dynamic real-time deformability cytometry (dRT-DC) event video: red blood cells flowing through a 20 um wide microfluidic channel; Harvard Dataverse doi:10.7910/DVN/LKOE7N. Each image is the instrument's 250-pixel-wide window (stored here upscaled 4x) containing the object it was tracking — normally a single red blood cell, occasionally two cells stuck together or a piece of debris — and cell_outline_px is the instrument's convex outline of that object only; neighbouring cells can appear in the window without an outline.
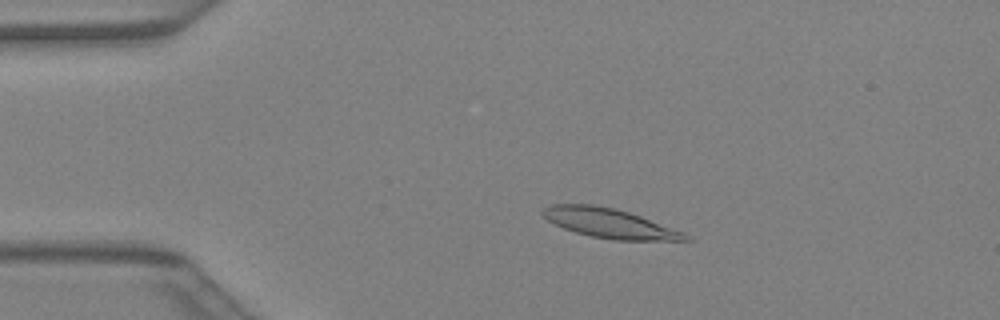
{"species": "Egyptian fruit bat (a non-hibernating species)", "species_latin": "Rousettus aegyptiacus", "temperature_condition": "warm", "stored_images_in_passage": 41, "camera_frame_rate_fps": 3000, "um_per_image_px": 0.085, "animal": {"sex": "female"}, "frame": {"image": 1, "passage_image": 9, "time_ms": 2.667, "image_size_px": [1000, 320], "cell_outline_px": [[692, 240], [612, 240], [592, 236], [576, 232], [564, 228], [548, 220], [540, 212], [544, 208], [552, 204], [592, 204], [616, 208], [640, 216], [684, 232]], "centroid_in_image_um": [51.8, 18.97], "position_along_channel_um": 33.2, "area_um2": 24.22}}
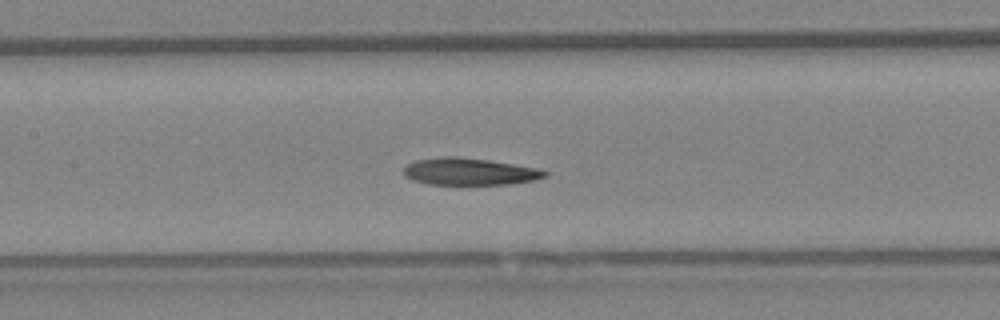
{"frame": {"image": 2, "passage_image": 20, "time_ms": 6.333, "image_size_px": [1000, 320], "cell_outline_px": [[548, 176], [536, 180], [508, 184], [428, 184], [412, 180], [404, 176], [404, 164], [416, 160], [440, 156], [452, 156], [488, 160], [536, 168], [548, 172]], "centroid_in_image_um": [39.86, 14.58], "position_along_channel_um": 167.5, "area_um2": 22.25}}
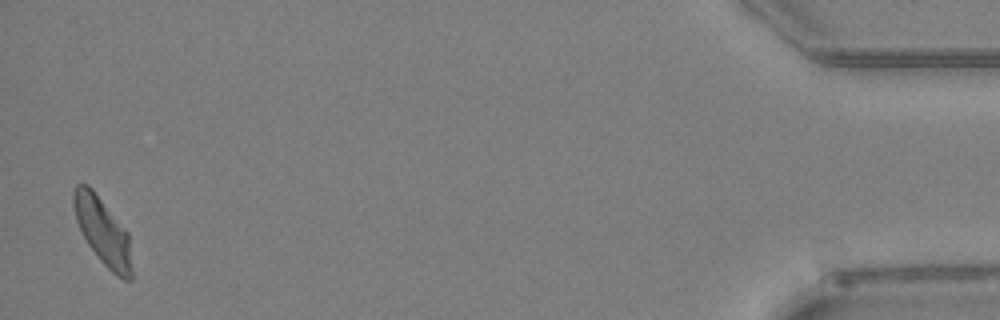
{"frame": {"image": 3, "passage_image": 41, "time_ms": 13.333, "image_size_px": [1000, 320], "cell_outline_px": [[132, 280], [124, 280], [116, 276], [100, 260], [88, 244], [76, 220], [72, 204], [72, 192], [76, 184], [88, 184], [92, 188], [128, 232], [132, 268]], "centroid_in_image_um": [8.73, 19.65], "position_along_channel_um": 426.5, "area_um2": 22.72}}